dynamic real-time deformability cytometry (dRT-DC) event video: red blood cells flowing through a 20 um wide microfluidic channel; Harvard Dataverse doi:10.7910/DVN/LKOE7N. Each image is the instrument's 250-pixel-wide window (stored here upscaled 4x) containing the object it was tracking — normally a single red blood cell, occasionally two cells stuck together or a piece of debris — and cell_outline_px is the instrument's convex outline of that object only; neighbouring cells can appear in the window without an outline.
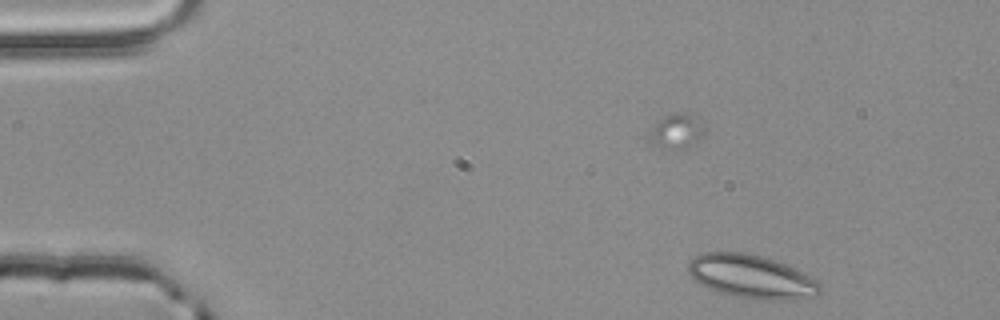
{"species": "common noctule bat (a hibernating species)", "species_latin": "Nyctalus noctula", "temperature_condition": "room temperature", "stored_images_in_passage": 7, "camera_frame_rate_fps": 3000, "um_per_image_px": 0.085, "animal": {"sex": "male", "body_mass_g": 20.4}, "frame": {"image": 1, "passage_image": 7, "time_ms": 2.0, "image_size_px": [1000, 320], "cell_outline_px": [[820, 296], [796, 300], [756, 300], [736, 296], [720, 292], [708, 288], [692, 280], [688, 272], [688, 264], [700, 252], [744, 252], [776, 260], [796, 268], [804, 272], [816, 280], [820, 284]], "centroid_in_image_um": [63.9, 23.53], "position_along_channel_um": 21.1, "area_um2": 33.87}}